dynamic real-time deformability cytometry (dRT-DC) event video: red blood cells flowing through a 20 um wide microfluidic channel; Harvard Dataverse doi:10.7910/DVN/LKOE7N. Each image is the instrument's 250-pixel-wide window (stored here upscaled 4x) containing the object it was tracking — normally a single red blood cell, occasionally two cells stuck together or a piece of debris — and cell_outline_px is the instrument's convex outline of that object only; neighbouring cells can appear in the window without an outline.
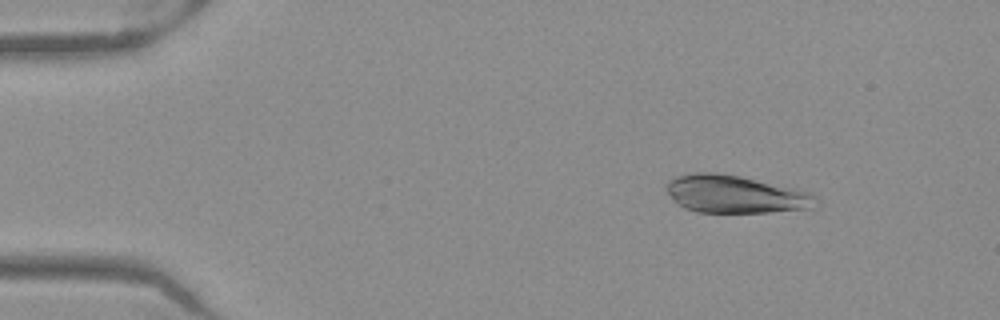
{"species": "Egyptian fruit bat (a non-hibernating species)", "species_latin": "Rousettus aegyptiacus", "temperature_condition": "warm", "stored_images_in_passage": 27, "camera_frame_rate_fps": 3000, "um_per_image_px": 0.085, "frame": {"image": 1, "passage_image": 1, "time_ms": 0.0, "image_size_px": [1000, 320], "cell_outline_px": [[820, 204], [812, 208], [768, 212], [696, 212], [684, 208], [664, 188], [668, 180], [676, 176], [692, 172], [716, 172], [740, 176], [812, 192], [820, 200]], "centroid_in_image_um": [62.54, 16.5], "position_along_channel_um": 22.5, "area_um2": 33.0}}
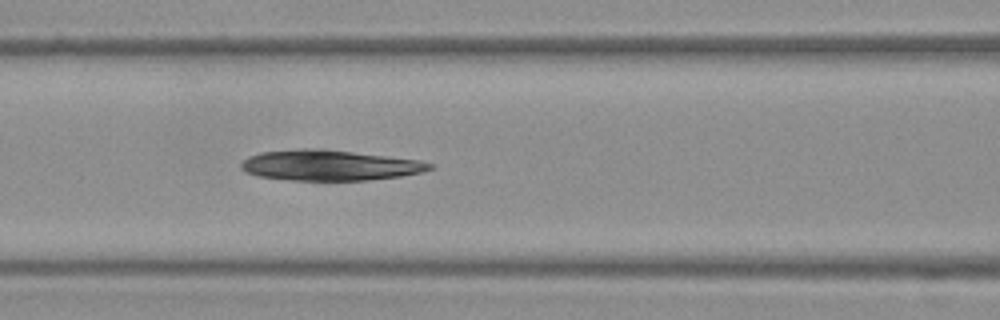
{"frame": {"image": 2, "passage_image": 16, "time_ms": 5.0, "image_size_px": [1000, 320], "cell_outline_px": [[436, 168], [420, 172], [400, 176], [368, 180], [292, 180], [260, 176], [244, 172], [240, 168], [240, 164], [248, 156], [260, 152], [300, 148], [320, 148], [420, 160], [436, 164]], "centroid_in_image_um": [28.02, 14.04], "position_along_channel_um": 138.6, "area_um2": 33.64}}
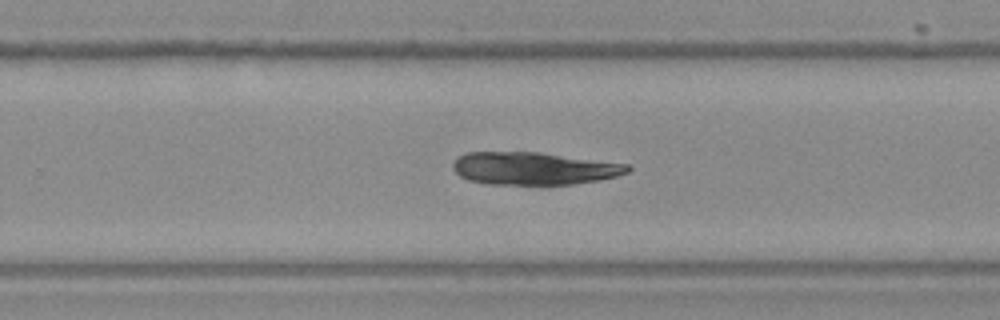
{"frame": {"image": 3, "passage_image": 27, "time_ms": 8.667, "image_size_px": [1000, 320], "cell_outline_px": [[632, 168], [628, 172], [616, 176], [600, 180], [544, 188], [484, 184], [468, 180], [460, 176], [452, 168], [452, 164], [456, 156], [464, 152], [540, 152], [628, 164]], "centroid_in_image_um": [45.33, 14.36], "position_along_channel_um": 284.5, "area_um2": 34.68}}